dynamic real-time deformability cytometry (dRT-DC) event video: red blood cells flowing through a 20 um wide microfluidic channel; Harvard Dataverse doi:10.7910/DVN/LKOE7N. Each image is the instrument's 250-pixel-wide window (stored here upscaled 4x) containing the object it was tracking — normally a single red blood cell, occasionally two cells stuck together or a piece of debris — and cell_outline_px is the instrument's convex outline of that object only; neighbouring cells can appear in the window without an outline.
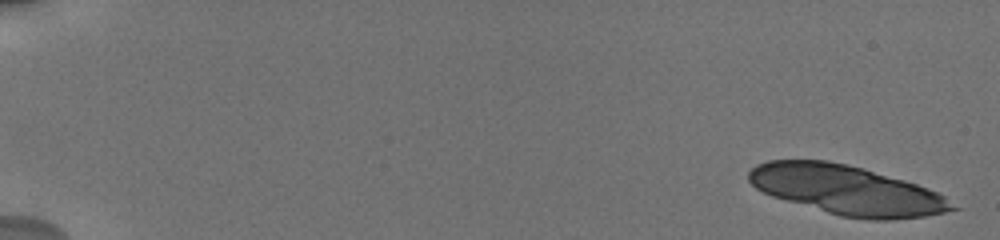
{"species": "human", "species_latin": "Homo sapiens", "temperature_condition": "cold", "stored_images_in_passage": 21, "camera_frame_rate_fps": 3000, "um_per_image_px": 0.085, "donor": {"sex": "male"}, "frame": {"image": 1, "passage_image": 1, "time_ms": 0.0, "image_size_px": [1000, 240], "cell_outline_px": [[960, 208], [944, 212], [924, 216], [888, 220], [872, 220], [840, 216], [772, 196], [756, 188], [748, 180], [748, 172], [756, 164], [768, 160], [828, 160], [864, 168], [904, 180], [928, 188], [944, 196]], "centroid_in_image_um": [71.96, 16.15], "position_along_channel_um": 13.0, "area_um2": 58.26}}
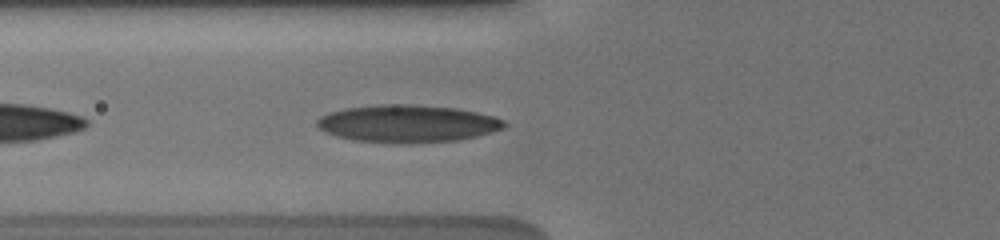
{"frame": {"image": 2, "passage_image": 15, "time_ms": 7.333, "image_size_px": [1000, 240], "cell_outline_px": [[508, 124], [504, 128], [476, 136], [456, 140], [356, 140], [340, 136], [328, 132], [320, 128], [316, 124], [316, 120], [320, 116], [328, 112], [344, 108], [376, 104], [412, 104], [456, 108], [476, 112], [492, 116], [504, 120]], "centroid_in_image_um": [34.64, 10.44], "position_along_channel_um": 91.2, "area_um2": 39.36}}
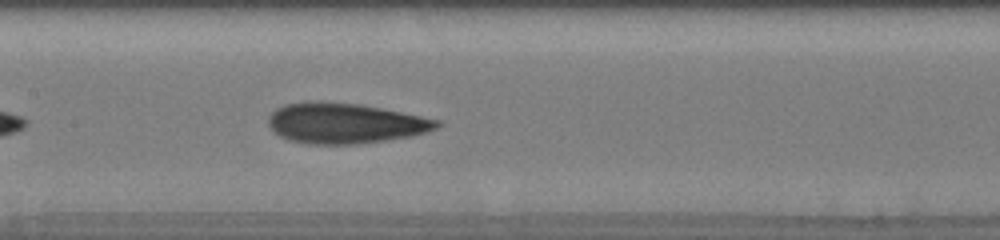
{"frame": {"image": 3, "passage_image": 21, "time_ms": 9.667, "image_size_px": [1000, 240], "cell_outline_px": [[444, 124], [428, 132], [412, 136], [356, 144], [308, 144], [288, 140], [280, 136], [268, 124], [268, 116], [276, 108], [284, 104], [312, 100], [320, 100], [360, 104], [444, 120]], "centroid_in_image_um": [29.35, 10.46], "position_along_channel_um": 178.0, "area_um2": 40.17}}